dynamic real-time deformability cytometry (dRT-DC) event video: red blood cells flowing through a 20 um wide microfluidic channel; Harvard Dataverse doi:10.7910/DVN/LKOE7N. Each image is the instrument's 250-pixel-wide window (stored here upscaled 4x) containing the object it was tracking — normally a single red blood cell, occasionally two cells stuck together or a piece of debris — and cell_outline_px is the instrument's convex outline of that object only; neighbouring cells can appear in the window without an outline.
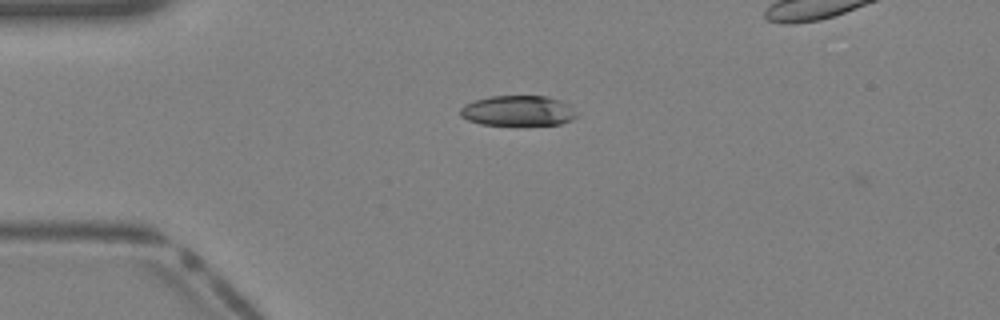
{"species": "Egyptian fruit bat (a non-hibernating species)", "species_latin": "Rousettus aegyptiacus", "temperature_condition": "warm", "stored_images_in_passage": 5, "camera_frame_rate_fps": 3000, "um_per_image_px": 0.085, "animal": {"sex": "female"}, "frame": {"image": 1, "passage_image": 3, "time_ms": 0.667, "image_size_px": [1000, 320], "cell_outline_px": [[580, 116], [572, 120], [560, 124], [524, 128], [480, 124], [468, 120], [460, 116], [460, 108], [464, 104], [476, 100], [492, 96], [548, 96], [560, 100], [568, 104]], "centroid_in_image_um": [44.06, 9.47], "position_along_channel_um": 40.9, "area_um2": 21.62}}